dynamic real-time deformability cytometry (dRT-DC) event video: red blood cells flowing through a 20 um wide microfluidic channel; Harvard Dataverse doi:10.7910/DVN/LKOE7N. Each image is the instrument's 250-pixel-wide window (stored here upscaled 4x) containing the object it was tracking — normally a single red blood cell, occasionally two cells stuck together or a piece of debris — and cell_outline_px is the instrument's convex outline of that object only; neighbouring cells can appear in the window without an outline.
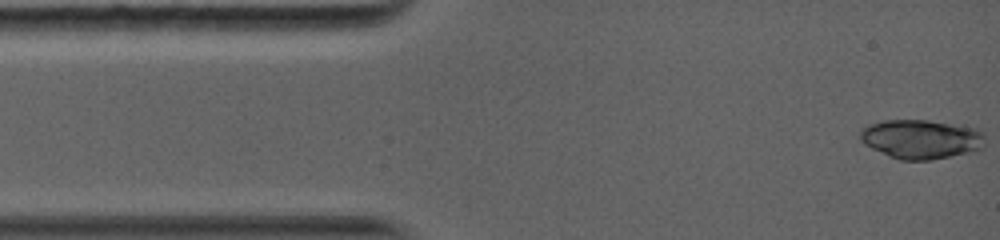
{"species": "common noctule bat (a hibernating species)", "species_latin": "Nyctalus noctula", "temperature_condition": "warm", "stored_images_in_passage": 11, "camera_frame_rate_fps": 5000, "um_per_image_px": 0.085, "animal": {"sex": "female", "body_mass_g": 19.0, "forearm_length_mm": 56.7}, "frame": {"image": 1, "passage_image": 1, "time_ms": 0.0, "image_size_px": [1000, 240], "cell_outline_px": [[984, 136], [980, 148], [976, 152], [932, 160], [900, 160], [872, 148], [864, 144], [860, 140], [860, 132], [868, 124], [884, 120], [928, 120], [976, 128], [984, 132]], "centroid_in_image_um": [78.31, 11.83], "position_along_channel_um": 6.7, "area_um2": 28.55}}
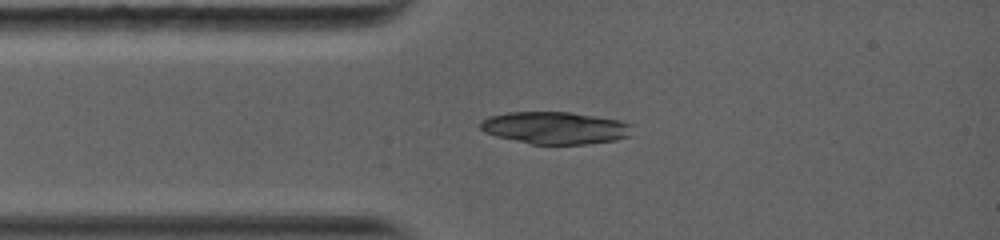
{"frame": {"image": 2, "passage_image": 11, "time_ms": 2.4, "image_size_px": [1000, 240], "cell_outline_px": [[632, 124], [628, 136], [616, 140], [584, 144], [532, 144], [496, 136], [484, 132], [480, 128], [480, 120], [488, 116], [508, 112], [568, 112], [596, 116], [620, 120]], "centroid_in_image_um": [47.15, 10.86], "position_along_channel_um": 37.8, "area_um2": 28.5}}